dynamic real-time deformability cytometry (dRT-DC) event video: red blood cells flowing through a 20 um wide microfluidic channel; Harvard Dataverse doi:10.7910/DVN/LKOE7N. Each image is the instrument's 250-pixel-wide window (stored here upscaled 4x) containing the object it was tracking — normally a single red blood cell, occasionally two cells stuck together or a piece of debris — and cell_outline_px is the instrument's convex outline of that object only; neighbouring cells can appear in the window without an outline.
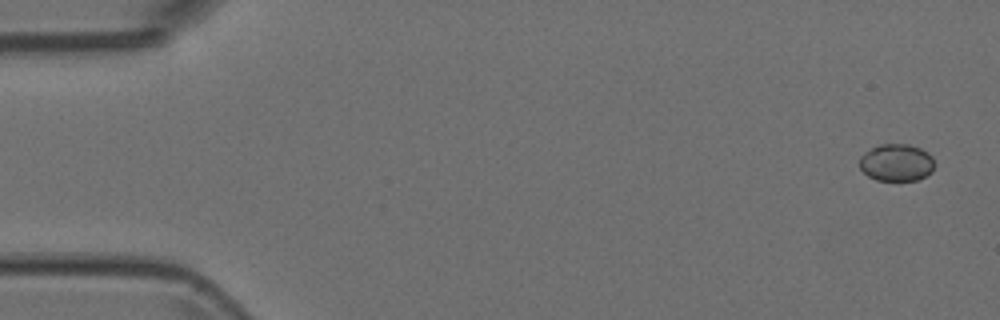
{"species": "Egyptian fruit bat (a non-hibernating species)", "species_latin": "Rousettus aegyptiacus", "temperature_condition": "room temperature", "stored_images_in_passage": 5, "camera_frame_rate_fps": 3000, "um_per_image_px": 0.085, "animal": {"sex": "female"}, "frame": {"image": 1, "passage_image": 1, "time_ms": 0.0, "image_size_px": [1000, 320], "cell_outline_px": [[932, 172], [916, 180], [876, 180], [868, 176], [860, 168], [860, 156], [864, 152], [880, 144], [908, 144], [920, 148], [928, 152], [932, 156]], "centroid_in_image_um": [76.18, 13.81], "position_along_channel_um": 8.8, "area_um2": 16.13}}
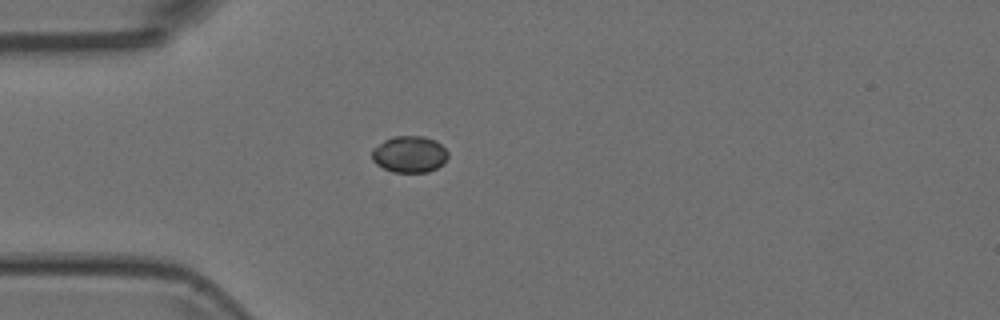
{"frame": {"image": 2, "passage_image": 5, "time_ms": 1.333, "image_size_px": [1000, 320], "cell_outline_px": [[448, 156], [444, 164], [428, 172], [392, 172], [376, 164], [372, 160], [372, 148], [384, 140], [392, 136], [424, 136], [436, 140], [448, 152]], "centroid_in_image_um": [34.8, 13.11], "position_along_channel_um": 50.2, "area_um2": 16.36}}